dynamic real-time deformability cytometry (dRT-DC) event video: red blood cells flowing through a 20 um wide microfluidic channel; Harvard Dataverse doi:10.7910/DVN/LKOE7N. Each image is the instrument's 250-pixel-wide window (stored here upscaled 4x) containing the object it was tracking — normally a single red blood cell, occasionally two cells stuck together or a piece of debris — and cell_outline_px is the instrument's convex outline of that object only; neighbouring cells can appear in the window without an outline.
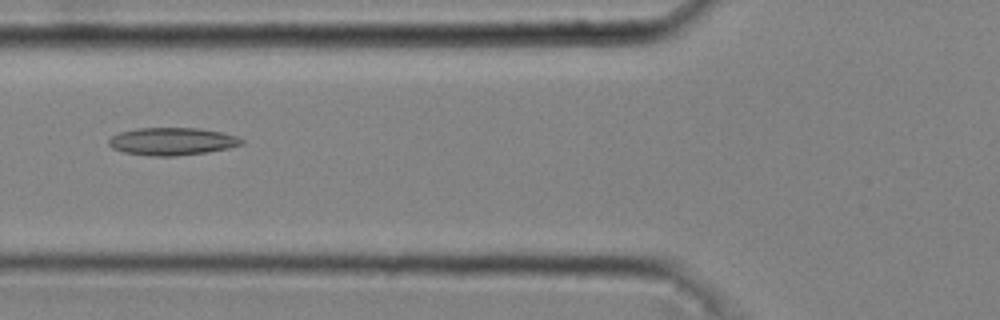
{"species": "common noctule bat (a hibernating species)", "species_latin": "Nyctalus noctula", "temperature_condition": "cold", "stored_images_in_passage": 44, "camera_frame_rate_fps": 3000, "um_per_image_px": 0.085, "animal": {"sex": "male", "body_mass_g": 20.4}, "frame": {"image": 1, "passage_image": 18, "time_ms": 5.667, "image_size_px": [1000, 320], "cell_outline_px": [[244, 144], [228, 148], [208, 152], [176, 156], [152, 156], [124, 152], [112, 148], [108, 144], [108, 140], [112, 136], [120, 132], [136, 128], [200, 128], [220, 132], [236, 136], [244, 140]], "centroid_in_image_um": [14.63, 12.02], "position_along_channel_um": 111.2, "area_um2": 21.39}}
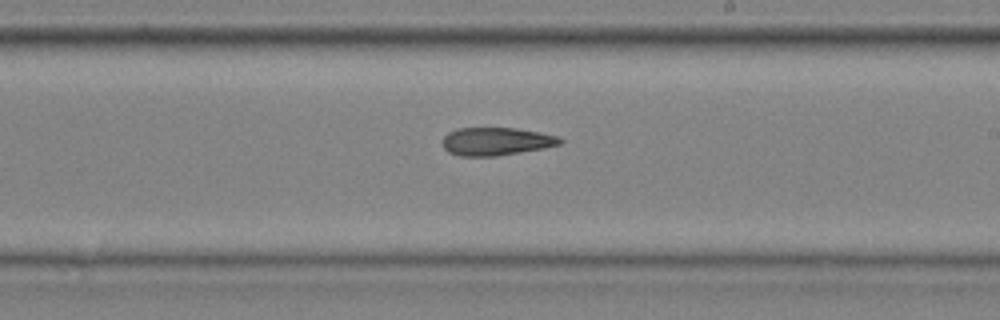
{"frame": {"image": 2, "passage_image": 28, "time_ms": 9.0, "image_size_px": [1000, 320], "cell_outline_px": [[564, 140], [560, 144], [544, 148], [496, 156], [460, 156], [448, 152], [444, 148], [444, 136], [448, 132], [456, 128], [516, 128], [540, 132], [556, 136]], "centroid_in_image_um": [42.17, 12.01], "position_along_channel_um": 246.8, "area_um2": 19.07}}
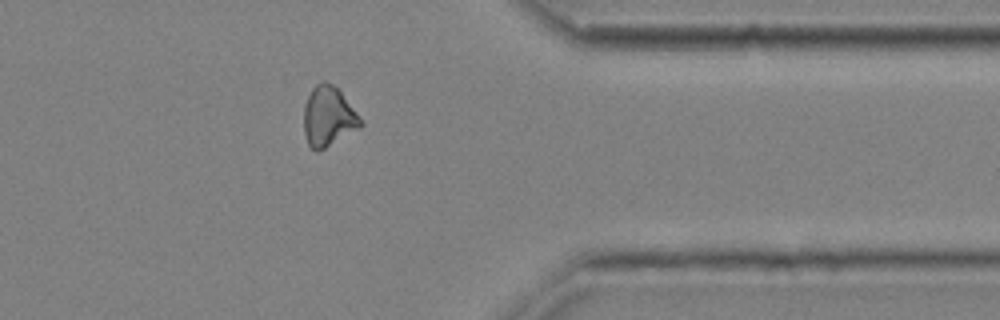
{"frame": {"image": 3, "passage_image": 39, "time_ms": 12.667, "image_size_px": [1000, 320], "cell_outline_px": [[364, 124], [360, 128], [324, 148], [316, 152], [308, 144], [304, 132], [304, 104], [312, 88], [316, 84], [324, 80], [332, 84], [340, 92], [360, 116]], "centroid_in_image_um": [27.91, 9.9], "position_along_channel_um": 383.5, "area_um2": 19.65}, "authors_computed_cell_mechanics": {"area_um2": 20.0277, "velocity_mm_per_s": 4.0733, "shape_relaxation_time_tau1_ms": null, "shape_relaxation_time_tau2_ms": 7.2156, "deformation_change_tau1": null, "deformation_change_tau2": 0.1793}}